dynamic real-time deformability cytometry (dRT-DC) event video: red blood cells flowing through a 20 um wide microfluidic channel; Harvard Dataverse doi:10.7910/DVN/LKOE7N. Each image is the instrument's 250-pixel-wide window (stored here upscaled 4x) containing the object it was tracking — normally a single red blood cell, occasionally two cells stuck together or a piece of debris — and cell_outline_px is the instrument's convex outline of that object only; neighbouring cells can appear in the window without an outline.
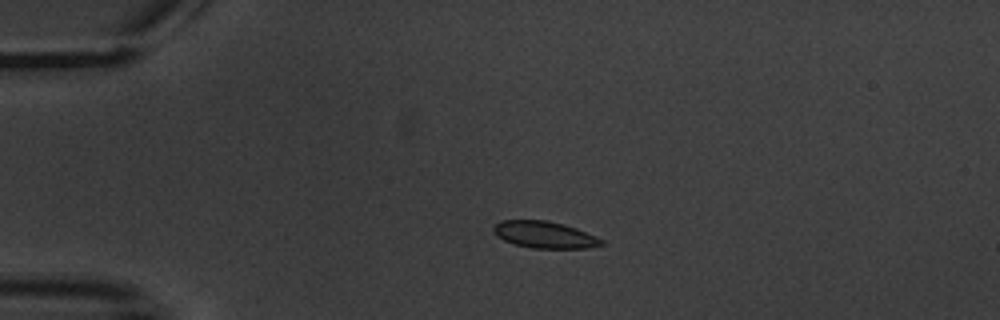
{"species": "common noctule bat (a hibernating species)", "species_latin": "Nyctalus noctula", "temperature_condition": "warm", "stored_images_in_passage": 6, "camera_frame_rate_fps": 3000, "um_per_image_px": 0.085, "animal": {"sex": "male", "body_mass_g": 20.1, "forearm_length_mm": 53.5}, "frame": {"image": 1, "passage_image": 5, "time_ms": 7.0, "image_size_px": [1000, 320], "cell_outline_px": [[604, 244], [584, 248], [532, 248], [516, 244], [504, 240], [496, 236], [492, 228], [500, 220], [548, 220], [564, 224], [576, 228], [596, 236], [604, 240]], "centroid_in_image_um": [46.28, 19.94], "position_along_channel_um": 38.7, "area_um2": 16.82}}